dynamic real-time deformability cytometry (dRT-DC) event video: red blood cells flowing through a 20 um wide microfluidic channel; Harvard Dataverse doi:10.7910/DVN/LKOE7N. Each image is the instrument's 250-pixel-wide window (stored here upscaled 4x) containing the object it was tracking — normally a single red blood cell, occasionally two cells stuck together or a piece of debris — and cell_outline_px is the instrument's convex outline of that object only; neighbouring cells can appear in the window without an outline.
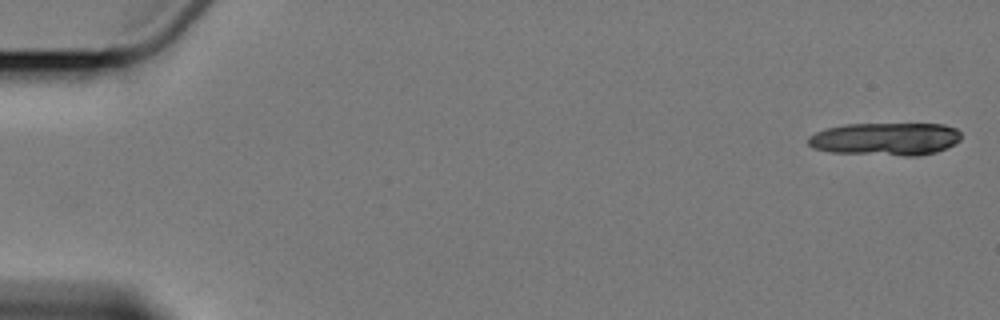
{"species": "Egyptian fruit bat (a non-hibernating species)", "species_latin": "Rousettus aegyptiacus", "temperature_condition": "cold", "stored_images_in_passage": 8, "segment_of_instrument_passage": [1, 2], "camera_frame_rate_fps": 3000, "um_per_image_px": 0.085, "animal": {"sex": "female"}, "frame": {"image": 1, "passage_image": 1, "time_ms": 0.0, "image_size_px": [1000, 320], "cell_outline_px": [[960, 140], [936, 152], [916, 156], [904, 156], [832, 152], [816, 148], [808, 144], [808, 136], [824, 128], [844, 124], [944, 124], [956, 128], [960, 132]], "centroid_in_image_um": [75.26, 11.8], "position_along_channel_um": 9.7, "area_um2": 29.25}}